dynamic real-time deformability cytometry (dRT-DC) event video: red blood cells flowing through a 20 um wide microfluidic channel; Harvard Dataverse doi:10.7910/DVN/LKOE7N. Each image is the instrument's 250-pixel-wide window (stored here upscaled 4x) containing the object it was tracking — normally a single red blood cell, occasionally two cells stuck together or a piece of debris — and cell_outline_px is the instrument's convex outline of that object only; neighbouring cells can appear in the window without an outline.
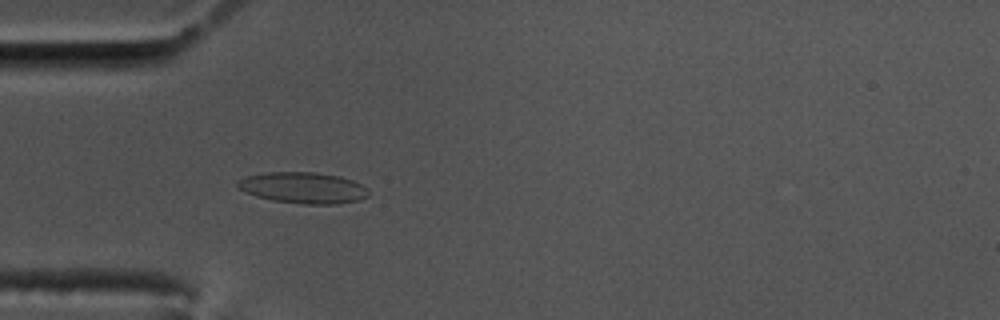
{"species": "common noctule bat (a hibernating species)", "species_latin": "Nyctalus noctula", "temperature_condition": "cold", "stored_images_in_passage": 57, "camera_frame_rate_fps": 3000, "um_per_image_px": 0.085, "animal": {"sex": "male", "body_mass_g": 17.5, "forearm_length_mm": 52.3}, "frame": {"image": 1, "passage_image": 17, "time_ms": 5.333, "image_size_px": [1000, 320], "cell_outline_px": [[368, 196], [360, 200], [336, 204], [304, 204], [272, 200], [256, 196], [244, 192], [236, 184], [236, 180], [244, 176], [268, 172], [316, 172], [340, 176], [352, 180], [368, 188]], "centroid_in_image_um": [25.75, 15.95], "position_along_channel_um": 59.2, "area_um2": 23.93}}
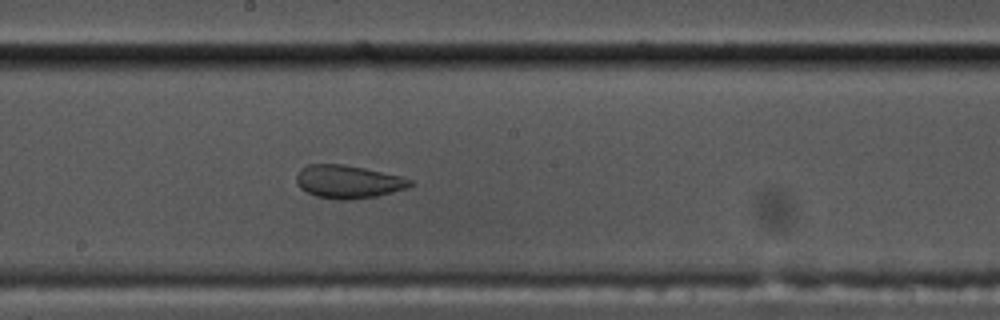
{"frame": {"image": 2, "passage_image": 31, "time_ms": 10.0, "image_size_px": [1000, 320], "cell_outline_px": [[412, 184], [408, 188], [376, 196], [344, 200], [336, 200], [316, 196], [300, 188], [296, 180], [296, 176], [300, 168], [308, 164], [344, 164], [364, 168], [400, 176], [412, 180]], "centroid_in_image_um": [29.57, 15.44], "position_along_channel_um": 218.6, "area_um2": 21.85}}
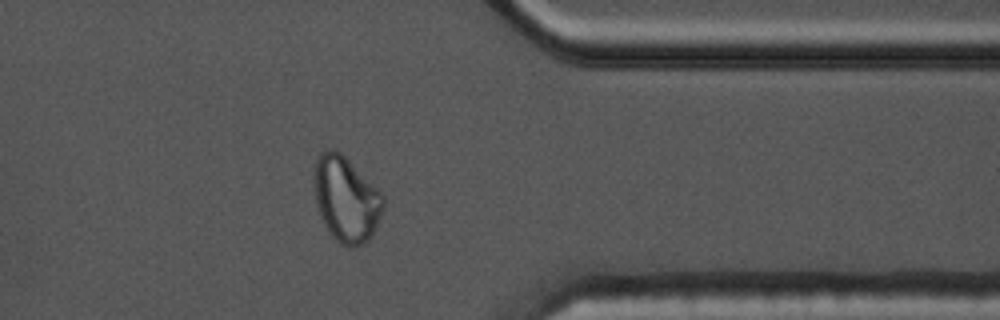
{"frame": {"image": 3, "passage_image": 46, "time_ms": 15.0, "image_size_px": [1000, 320], "cell_outline_px": [[384, 208], [368, 240], [364, 244], [356, 248], [340, 244], [332, 236], [324, 224], [320, 216], [316, 204], [312, 176], [316, 160], [320, 152], [328, 148], [332, 148], [340, 152], [384, 196]], "centroid_in_image_um": [29.37, 16.93], "position_along_channel_um": 382.0, "area_um2": 34.33}}